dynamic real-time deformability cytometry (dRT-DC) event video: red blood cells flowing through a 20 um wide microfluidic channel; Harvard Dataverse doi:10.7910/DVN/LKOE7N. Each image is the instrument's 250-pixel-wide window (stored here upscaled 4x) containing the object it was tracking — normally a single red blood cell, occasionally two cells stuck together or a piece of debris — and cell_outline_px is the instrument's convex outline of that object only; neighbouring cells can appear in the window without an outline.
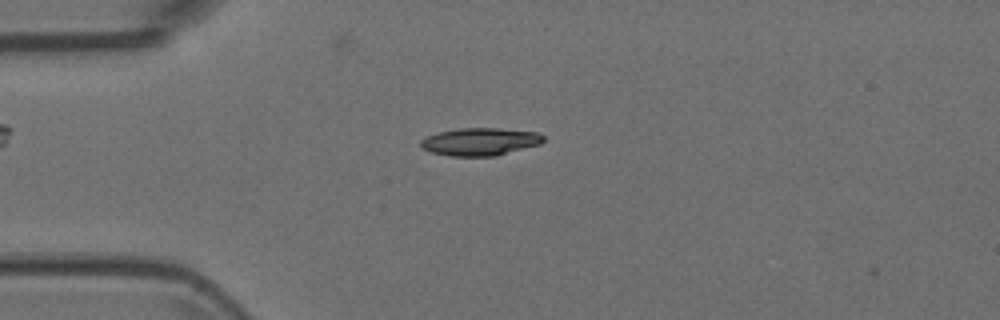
{"species": "Egyptian fruit bat (a non-hibernating species)", "species_latin": "Rousettus aegyptiacus", "temperature_condition": "room temperature", "stored_images_in_passage": 1, "camera_frame_rate_fps": 3000, "um_per_image_px": 0.085, "animal": {"sex": "female"}, "frame": {"image": 1, "passage_image": 1, "time_ms": 0.0, "image_size_px": [1000, 320], "cell_outline_px": [[544, 140], [540, 144], [496, 156], [448, 156], [432, 152], [424, 148], [420, 144], [420, 140], [428, 136], [440, 132], [460, 128], [496, 128], [536, 132], [544, 136]], "centroid_in_image_um": [40.82, 12.05], "position_along_channel_um": 44.2, "area_um2": 19.59}}